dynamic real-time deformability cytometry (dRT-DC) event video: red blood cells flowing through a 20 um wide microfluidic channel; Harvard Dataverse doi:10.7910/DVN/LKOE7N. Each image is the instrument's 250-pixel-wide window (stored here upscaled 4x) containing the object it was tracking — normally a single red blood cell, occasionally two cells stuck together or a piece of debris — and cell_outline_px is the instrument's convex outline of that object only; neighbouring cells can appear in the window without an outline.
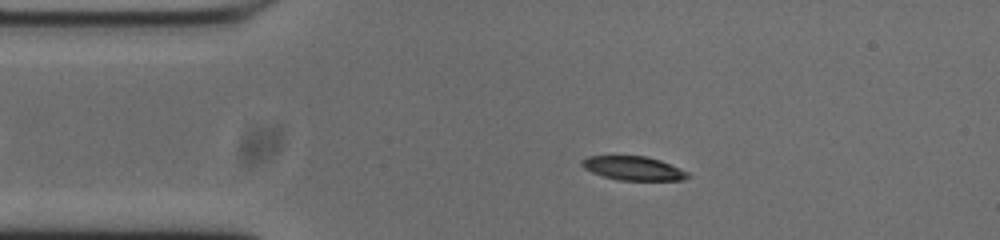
{"species": "common noctule bat (a hibernating species)", "species_latin": "Nyctalus noctula", "temperature_condition": "cold", "stored_images_in_passage": 53, "camera_frame_rate_fps": 3000, "um_per_image_px": 0.085, "animal": {"sex": "male", "body_mass_g": 20.0, "forearm_length_mm": 53.3}, "frame": {"image": 1, "passage_image": 9, "time_ms": 2.667, "image_size_px": [1000, 240], "cell_outline_px": [[692, 176], [680, 180], [620, 180], [604, 176], [592, 172], [584, 168], [580, 164], [580, 160], [588, 156], [648, 156], [660, 160], [688, 172]], "centroid_in_image_um": [53.82, 14.3], "position_along_channel_um": 31.2, "area_um2": 14.68}}
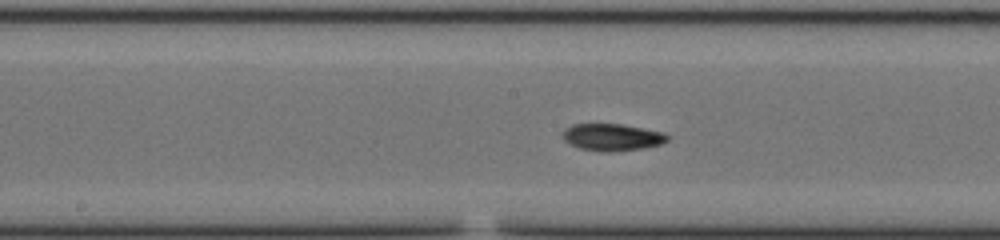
{"frame": {"image": 2, "passage_image": 25, "time_ms": 8.0, "image_size_px": [1000, 240], "cell_outline_px": [[672, 136], [668, 140], [660, 144], [640, 148], [612, 152], [600, 152], [580, 148], [564, 140], [564, 128], [572, 124], [620, 124], [664, 132]], "centroid_in_image_um": [52.05, 11.66], "position_along_channel_um": 196.1, "area_um2": 16.42}}
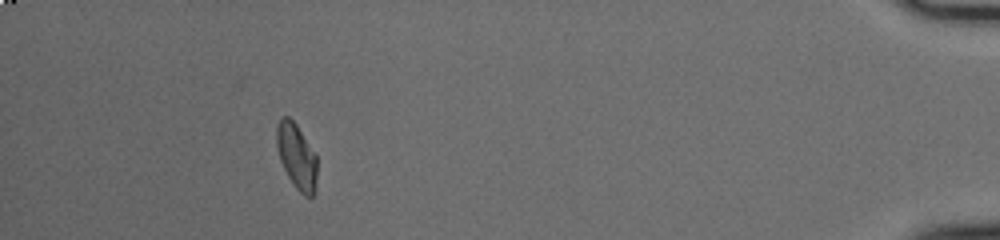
{"frame": {"image": 3, "passage_image": 48, "time_ms": 15.667, "image_size_px": [1000, 240], "cell_outline_px": [[316, 192], [312, 196], [304, 196], [296, 188], [288, 176], [280, 160], [276, 144], [276, 128], [280, 116], [288, 116], [296, 124], [316, 156]], "centroid_in_image_um": [25.2, 13.29], "position_along_channel_um": 410.0, "area_um2": 15.26}, "authors_computed_cell_mechanics": {"area_um2": 15.7216, "velocity_mm_per_s": 3.7183, "shape_relaxation_time_tau1_ms": 3.5033, "shape_relaxation_time_tau2_ms": 3.3488, "deformation_change_tau1": 0.1165, "deformation_change_tau2": 0.0752}}